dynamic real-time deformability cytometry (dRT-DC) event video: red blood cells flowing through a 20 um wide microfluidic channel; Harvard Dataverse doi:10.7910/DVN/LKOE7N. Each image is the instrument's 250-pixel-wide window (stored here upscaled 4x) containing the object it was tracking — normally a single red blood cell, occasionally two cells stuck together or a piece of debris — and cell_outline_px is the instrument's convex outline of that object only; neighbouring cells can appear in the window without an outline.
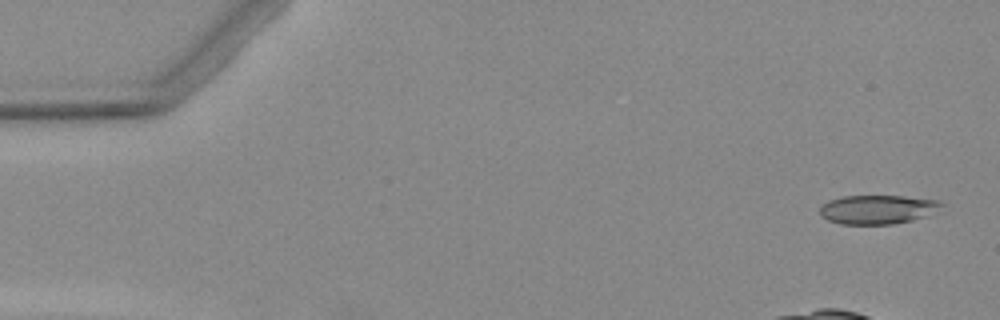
{"species": "Egyptian fruit bat (a non-hibernating species)", "species_latin": "Rousettus aegyptiacus", "temperature_condition": "warm", "stored_images_in_passage": 7, "camera_frame_rate_fps": 3000, "um_per_image_px": 0.085, "animal": {"sex": "female"}, "frame": {"image": 1, "passage_image": 1, "time_ms": 0.0, "image_size_px": [1000, 320], "cell_outline_px": [[944, 204], [924, 216], [912, 220], [892, 224], [840, 224], [828, 220], [820, 216], [820, 208], [828, 200], [844, 196], [900, 196], [940, 200]], "centroid_in_image_um": [74.54, 17.8], "position_along_channel_um": 10.5, "area_um2": 20.29}}
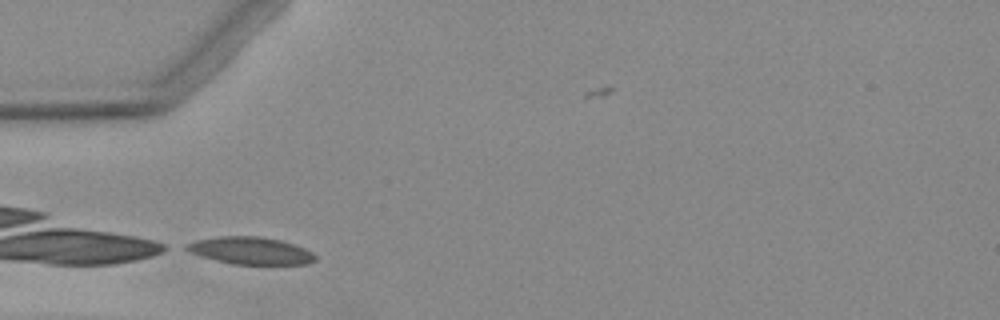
{"frame": {"image": 2, "passage_image": 5, "time_ms": 5.333, "image_size_px": [1000, 320], "cell_outline_px": [[316, 260], [308, 264], [232, 264], [216, 260], [192, 252], [184, 248], [184, 244], [196, 240], [220, 236], [260, 236], [280, 240], [296, 244], [312, 252], [316, 256]], "centroid_in_image_um": [21.34, 21.3], "position_along_channel_um": 63.7, "area_um2": 20.4}}
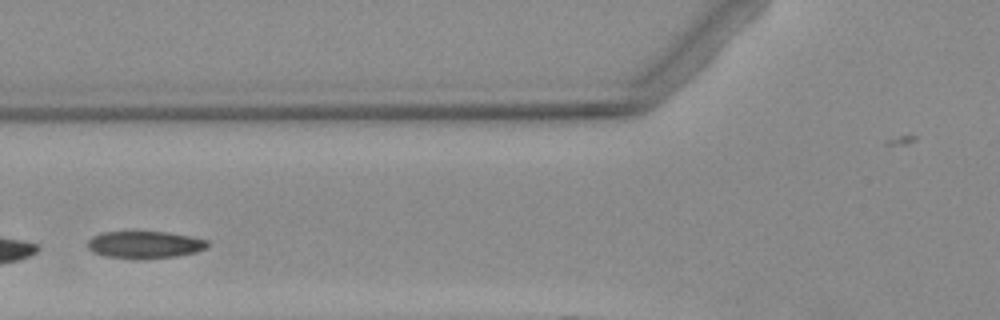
{"frame": {"image": 3, "passage_image": 6, "time_ms": 6.667, "image_size_px": [1000, 320], "cell_outline_px": [[208, 248], [196, 252], [176, 256], [144, 260], [136, 260], [104, 256], [92, 252], [88, 248], [88, 240], [92, 236], [100, 232], [168, 232], [208, 240]], "centroid_in_image_um": [12.28, 20.82], "position_along_channel_um": 113.5, "area_um2": 19.36}}